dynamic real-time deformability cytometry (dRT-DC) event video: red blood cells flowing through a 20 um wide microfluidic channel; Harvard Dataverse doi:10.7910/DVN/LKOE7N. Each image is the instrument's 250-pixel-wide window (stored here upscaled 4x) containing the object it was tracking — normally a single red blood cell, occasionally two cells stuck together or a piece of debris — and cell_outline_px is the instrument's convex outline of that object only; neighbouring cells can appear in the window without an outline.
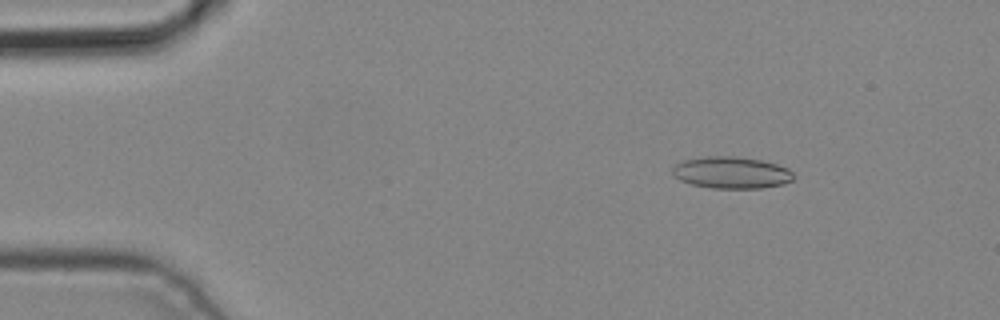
{"species": "common noctule bat (a hibernating species)", "species_latin": "Nyctalus noctula", "temperature_condition": "cold", "stored_images_in_passage": 4, "camera_frame_rate_fps": 3000, "um_per_image_px": 0.085, "animal": {"sex": "male", "body_mass_g": 19.2, "forearm_length_mm": 51.8}, "frame": {"image": 1, "passage_image": 2, "time_ms": 0.333, "image_size_px": [1000, 320], "cell_outline_px": [[796, 176], [792, 180], [784, 184], [760, 188], [712, 188], [692, 184], [680, 180], [672, 172], [672, 168], [676, 164], [684, 160], [708, 156], [736, 156], [760, 160], [776, 164], [788, 168]], "centroid_in_image_um": [62.2, 14.67], "position_along_channel_um": 22.8, "area_um2": 22.37}}